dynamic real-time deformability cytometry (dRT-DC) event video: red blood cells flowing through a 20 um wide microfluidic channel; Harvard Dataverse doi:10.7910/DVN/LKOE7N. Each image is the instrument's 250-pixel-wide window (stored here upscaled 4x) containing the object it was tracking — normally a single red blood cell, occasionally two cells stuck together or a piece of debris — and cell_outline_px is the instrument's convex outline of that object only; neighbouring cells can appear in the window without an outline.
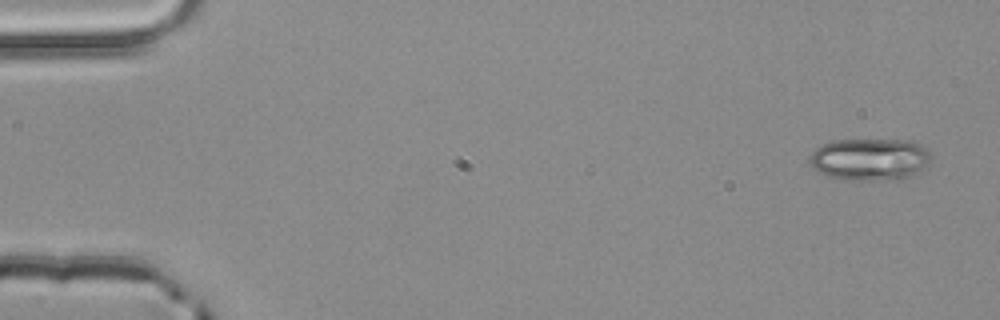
{"species": "common noctule bat (a hibernating species)", "species_latin": "Nyctalus noctula", "temperature_condition": "room temperature", "stored_images_in_passage": 3, "camera_frame_rate_fps": 3000, "um_per_image_px": 0.085, "animal": {"sex": "male", "body_mass_g": 20.4}, "frame": {"image": 1, "passage_image": 1, "time_ms": 0.0, "image_size_px": [1000, 320], "cell_outline_px": [[928, 164], [924, 168], [912, 176], [904, 180], [840, 180], [828, 176], [812, 168], [808, 160], [812, 152], [816, 148], [832, 140], [904, 140], [920, 144], [928, 152]], "centroid_in_image_um": [73.9, 13.57], "position_along_channel_um": 11.1, "area_um2": 30.0}}